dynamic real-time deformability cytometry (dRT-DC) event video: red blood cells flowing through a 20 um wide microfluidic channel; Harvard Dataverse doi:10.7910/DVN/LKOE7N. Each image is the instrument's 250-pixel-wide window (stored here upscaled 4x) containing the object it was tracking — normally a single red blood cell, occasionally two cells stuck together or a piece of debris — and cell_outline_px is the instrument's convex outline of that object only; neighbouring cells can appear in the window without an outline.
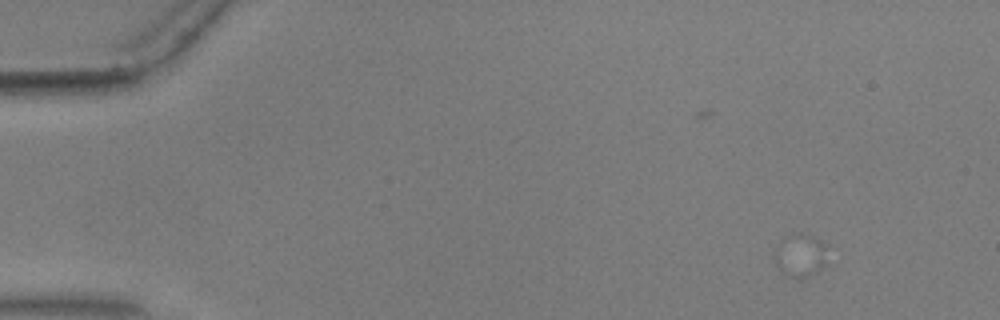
{"species": "common noctule bat (a hibernating species)", "species_latin": "Nyctalus noctula", "temperature_condition": "warm", "stored_images_in_passage": 2, "camera_frame_rate_fps": 3000, "um_per_image_px": 0.085, "animal": {"sex": "male", "body_mass_g": 17.9, "forearm_length_mm": 54.2}, "frame": {"image": 1, "passage_image": 1, "time_ms": 0.0, "image_size_px": [1000, 320], "cell_outline_px": [[824, 264], [816, 272], [804, 276], [792, 276], [784, 272], [776, 264], [776, 248], [780, 240], [784, 236], [792, 232], [800, 232], [812, 236], [820, 240], [824, 244]], "centroid_in_image_um": [67.99, 21.62], "position_along_channel_um": 17.0, "area_um2": 12.6}}